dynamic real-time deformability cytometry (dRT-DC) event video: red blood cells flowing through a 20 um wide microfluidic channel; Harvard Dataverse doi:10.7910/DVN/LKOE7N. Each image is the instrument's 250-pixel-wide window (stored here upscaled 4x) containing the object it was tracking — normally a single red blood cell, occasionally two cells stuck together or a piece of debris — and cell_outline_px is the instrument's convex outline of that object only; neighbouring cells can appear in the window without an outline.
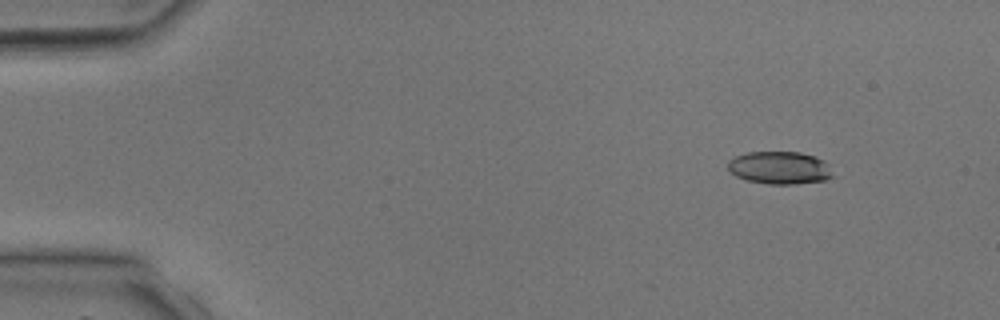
{"species": "common noctule bat (a hibernating species)", "species_latin": "Nyctalus noctula", "temperature_condition": "room temperature", "stored_images_in_passage": 4, "camera_frame_rate_fps": 3000, "um_per_image_px": 0.085, "animal": {"sex": "male", "body_mass_g": 17.9, "forearm_length_mm": 54.2}, "frame": {"image": 1, "passage_image": 2, "time_ms": 1.333, "image_size_px": [1000, 320], "cell_outline_px": [[836, 176], [824, 180], [792, 184], [768, 184], [748, 180], [736, 176], [728, 172], [728, 160], [736, 156], [748, 152], [800, 152], [824, 160], [828, 164]], "centroid_in_image_um": [66.28, 14.26], "position_along_channel_um": 18.7, "area_um2": 20.06}}
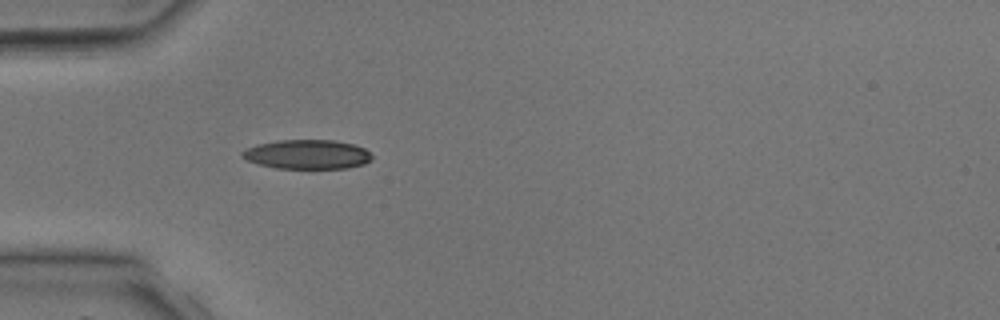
{"frame": {"image": 2, "passage_image": 4, "time_ms": 4.0, "image_size_px": [1000, 320], "cell_outline_px": [[372, 160], [364, 164], [348, 168], [276, 168], [260, 164], [248, 160], [240, 156], [240, 152], [256, 144], [276, 140], [332, 140], [352, 144], [364, 148], [372, 156]], "centroid_in_image_um": [26.1, 13.12], "position_along_channel_um": 58.9, "area_um2": 22.08}}